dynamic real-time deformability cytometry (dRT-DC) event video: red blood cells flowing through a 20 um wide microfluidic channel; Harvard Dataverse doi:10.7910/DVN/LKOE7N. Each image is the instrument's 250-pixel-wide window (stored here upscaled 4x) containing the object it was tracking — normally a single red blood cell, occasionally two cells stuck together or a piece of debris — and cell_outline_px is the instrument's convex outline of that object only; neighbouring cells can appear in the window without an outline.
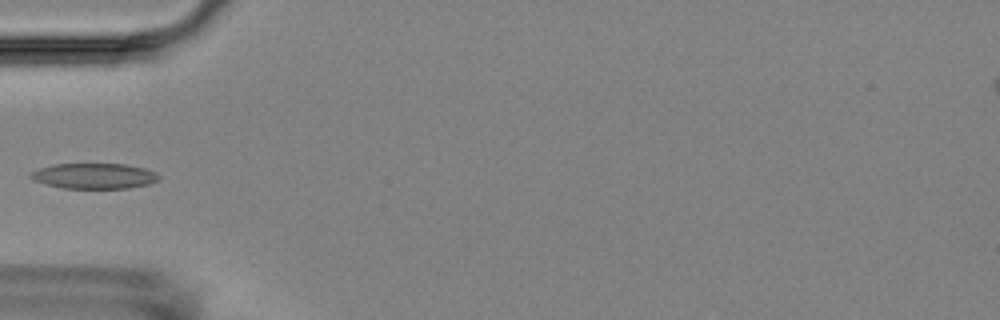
{"species": "Egyptian fruit bat (a non-hibernating species)", "species_latin": "Rousettus aegyptiacus", "temperature_condition": "room temperature", "stored_images_in_passage": 5, "camera_frame_rate_fps": 3000, "um_per_image_px": 0.085, "animal": {"sex": "female"}, "frame": {"image": 1, "passage_image": 5, "time_ms": 5.0, "image_size_px": [1000, 320], "cell_outline_px": [[160, 180], [148, 184], [128, 188], [64, 188], [32, 180], [28, 176], [32, 172], [40, 168], [52, 164], [124, 164], [144, 168], [156, 172], [160, 176]], "centroid_in_image_um": [8.02, 14.95], "position_along_channel_um": 77.0, "area_um2": 18.96}}